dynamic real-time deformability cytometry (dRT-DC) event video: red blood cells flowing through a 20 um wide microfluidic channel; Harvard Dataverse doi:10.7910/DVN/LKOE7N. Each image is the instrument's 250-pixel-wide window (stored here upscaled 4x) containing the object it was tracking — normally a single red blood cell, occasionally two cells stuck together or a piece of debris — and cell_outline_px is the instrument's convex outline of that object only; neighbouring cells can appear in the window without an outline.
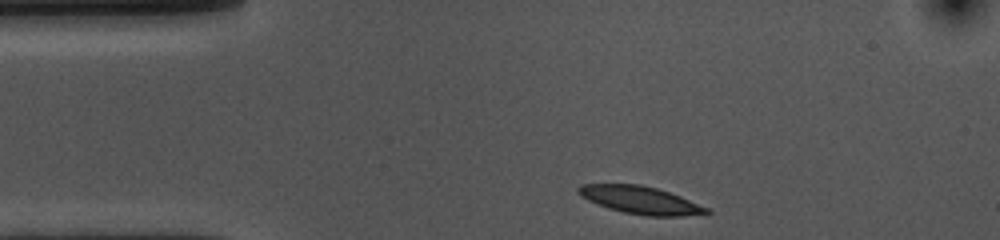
{"species": "common noctule bat (a hibernating species)", "species_latin": "Nyctalus noctula", "temperature_condition": "cold", "stored_images_in_passage": 35, "camera_frame_rate_fps": 3000, "um_per_image_px": 0.085, "animal": {"sex": "female", "body_mass_g": 10.0, "forearm_length_mm": 53.1}, "frame": {"image": 1, "passage_image": 1, "time_ms": 0.0, "image_size_px": [1000, 240], "cell_outline_px": [[712, 212], [708, 216], [644, 216], [624, 212], [608, 208], [588, 200], [580, 196], [576, 192], [576, 188], [580, 184], [640, 184], [656, 188], [680, 196], [708, 208]], "centroid_in_image_um": [54.48, 17.02], "position_along_channel_um": 30.5, "area_um2": 20.92}}
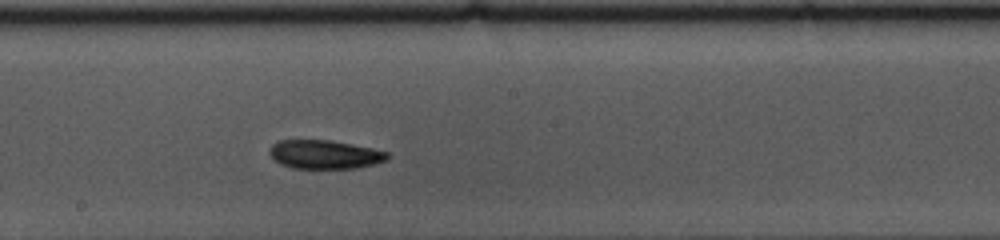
{"frame": {"image": 2, "passage_image": 20, "time_ms": 6.333, "image_size_px": [1000, 240], "cell_outline_px": [[388, 160], [356, 168], [292, 168], [280, 164], [268, 152], [268, 148], [272, 144], [280, 140], [332, 140], [372, 148], [388, 152]], "centroid_in_image_um": [27.58, 13.12], "position_along_channel_um": 220.6, "area_um2": 19.71}}
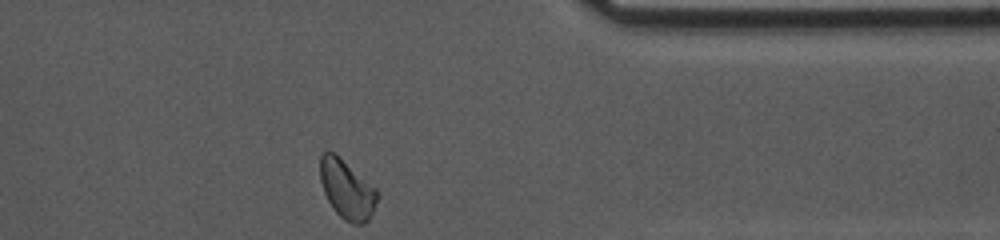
{"frame": {"image": 3, "passage_image": 35, "time_ms": 11.333, "image_size_px": [1000, 240], "cell_outline_px": [[380, 196], [368, 220], [364, 224], [352, 224], [344, 220], [332, 208], [324, 192], [320, 180], [320, 156], [324, 152], [336, 152], [376, 188]], "centroid_in_image_um": [29.5, 16.09], "position_along_channel_um": 381.9, "area_um2": 19.88}, "authors_computed_cell_mechanics": {"area_um2": 20.3456, "velocity_mm_per_s": 3.5625, "shape_relaxation_time_tau1_ms": 3.0152, "shape_relaxation_time_tau2_ms": null, "deformation_change_tau1": 0.1076, "deformation_change_tau2": null}}